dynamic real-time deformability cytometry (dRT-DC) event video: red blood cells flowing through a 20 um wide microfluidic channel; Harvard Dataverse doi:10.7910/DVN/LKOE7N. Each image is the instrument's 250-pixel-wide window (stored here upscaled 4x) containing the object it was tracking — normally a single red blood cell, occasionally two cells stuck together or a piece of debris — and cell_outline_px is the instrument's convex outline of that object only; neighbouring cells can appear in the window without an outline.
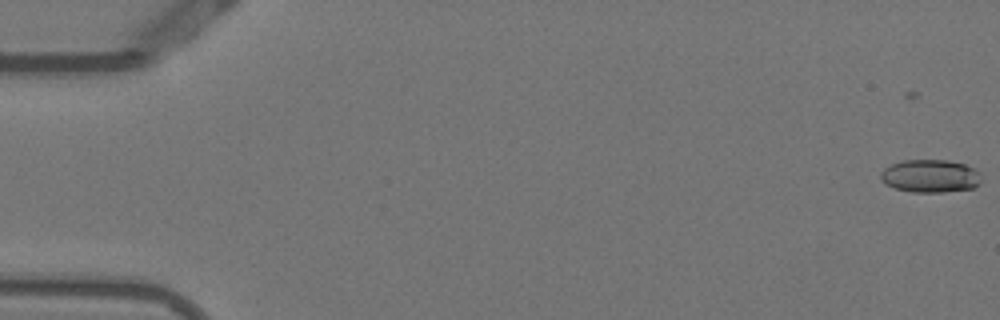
{"species": "Egyptian fruit bat (a non-hibernating species)", "species_latin": "Rousettus aegyptiacus", "temperature_condition": "warm", "stored_images_in_passage": 55, "camera_frame_rate_fps": 3000, "um_per_image_px": 0.085, "animal": {"sex": "female"}, "frame": {"image": 1, "passage_image": 2, "time_ms": 0.333, "image_size_px": [1000, 320], "cell_outline_px": [[980, 184], [972, 188], [944, 192], [912, 192], [896, 188], [884, 184], [880, 180], [880, 172], [884, 168], [892, 164], [904, 160], [948, 160], [964, 164], [976, 168], [980, 172]], "centroid_in_image_um": [79.07, 14.96], "position_along_channel_um": 5.9, "area_um2": 19.48}}
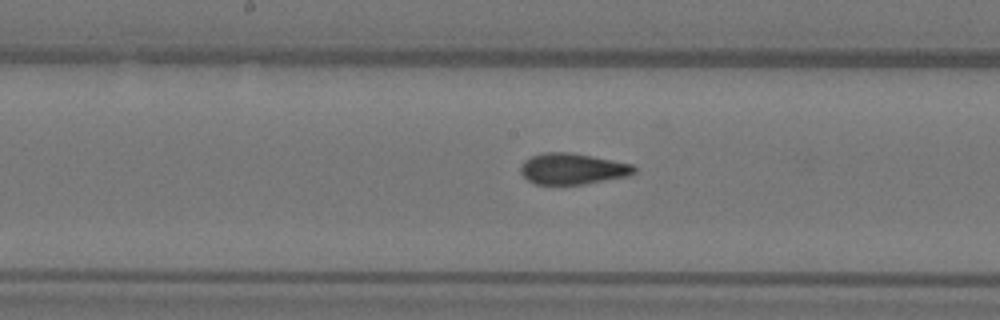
{"frame": {"image": 2, "passage_image": 29, "time_ms": 9.333, "image_size_px": [1000, 320], "cell_outline_px": [[636, 172], [628, 176], [584, 184], [536, 184], [528, 180], [520, 172], [520, 168], [524, 160], [540, 152], [572, 152], [632, 164], [636, 168]], "centroid_in_image_um": [48.66, 14.34], "position_along_channel_um": 199.5, "area_um2": 20.58}}
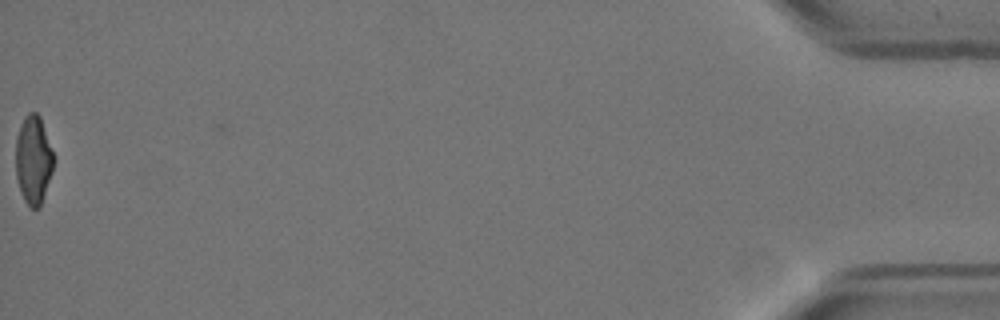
{"frame": {"image": 3, "passage_image": 55, "time_ms": 18.0, "image_size_px": [1000, 320], "cell_outline_px": [[52, 172], [40, 208], [32, 208], [24, 200], [20, 192], [16, 176], [16, 136], [20, 124], [24, 116], [28, 112], [36, 112], [40, 116], [52, 152]], "centroid_in_image_um": [2.81, 13.58], "position_along_channel_um": 432.4, "area_um2": 19.36}, "authors_computed_cell_mechanics": {"area_um2": 20.1722, "velocity_mm_per_s": 3.8447, "shape_relaxation_time_tau1_ms": 7.8069, "shape_relaxation_time_tau2_ms": 1.2593, "deformation_change_tau1": 0.2121, "deformation_change_tau2": 0.0709}}